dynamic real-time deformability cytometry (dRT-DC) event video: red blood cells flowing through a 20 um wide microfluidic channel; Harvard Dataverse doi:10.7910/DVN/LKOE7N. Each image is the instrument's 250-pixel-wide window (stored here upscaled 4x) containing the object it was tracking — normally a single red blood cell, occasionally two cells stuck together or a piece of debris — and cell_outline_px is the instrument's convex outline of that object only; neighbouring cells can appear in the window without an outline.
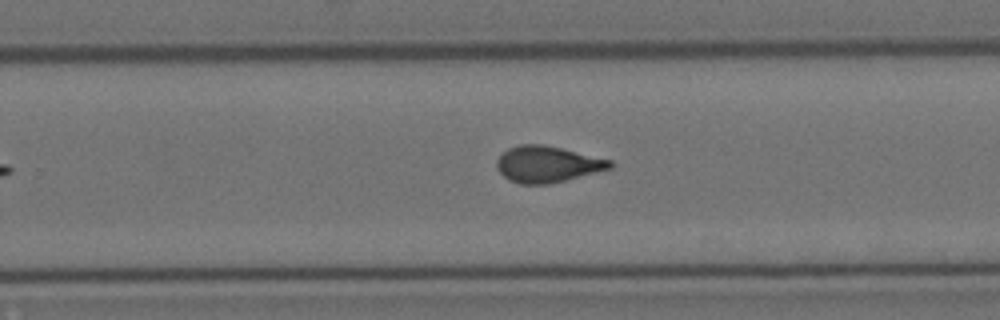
{"species": "Egyptian fruit bat (a non-hibernating species)", "species_latin": "Rousettus aegyptiacus", "temperature_condition": "cold", "stored_images_in_passage": 10, "camera_frame_rate_fps": 3000, "um_per_image_px": 0.085, "animal": {"sex": "female"}, "frame": {"image": 1, "passage_image": 10, "time_ms": 3.0, "image_size_px": [1000, 320], "cell_outline_px": [[616, 164], [612, 168], [548, 184], [520, 184], [508, 180], [496, 168], [496, 160], [508, 148], [520, 144], [544, 144], [612, 160]], "centroid_in_image_um": [46.52, 13.95], "position_along_channel_um": 283.3, "area_um2": 23.93}}